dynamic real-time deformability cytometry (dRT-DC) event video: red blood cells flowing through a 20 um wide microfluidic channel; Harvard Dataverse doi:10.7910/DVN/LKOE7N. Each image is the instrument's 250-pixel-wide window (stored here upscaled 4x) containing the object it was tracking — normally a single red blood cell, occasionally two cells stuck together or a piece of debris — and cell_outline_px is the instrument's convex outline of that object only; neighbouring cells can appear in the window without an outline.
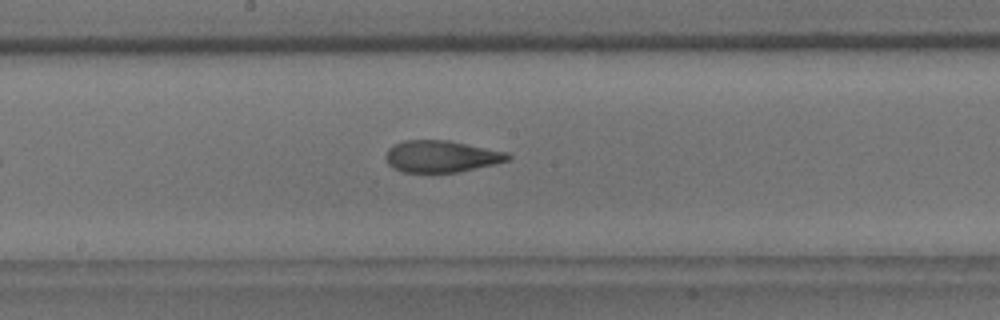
{"species": "common noctule bat (a hibernating species)", "species_latin": "Nyctalus noctula", "temperature_condition": "room temperature", "stored_images_in_passage": 30, "camera_frame_rate_fps": 3000, "um_per_image_px": 0.085, "animal": {"sex": "male", "body_mass_g": 18.8}, "frame": {"image": 1, "passage_image": 17, "time_ms": 5.333, "image_size_px": [1000, 320], "cell_outline_px": [[512, 156], [508, 160], [492, 164], [456, 172], [404, 172], [392, 168], [388, 164], [384, 156], [388, 148], [404, 140], [448, 140], [508, 152]], "centroid_in_image_um": [37.47, 13.28], "position_along_channel_um": 210.7, "area_um2": 22.48}}
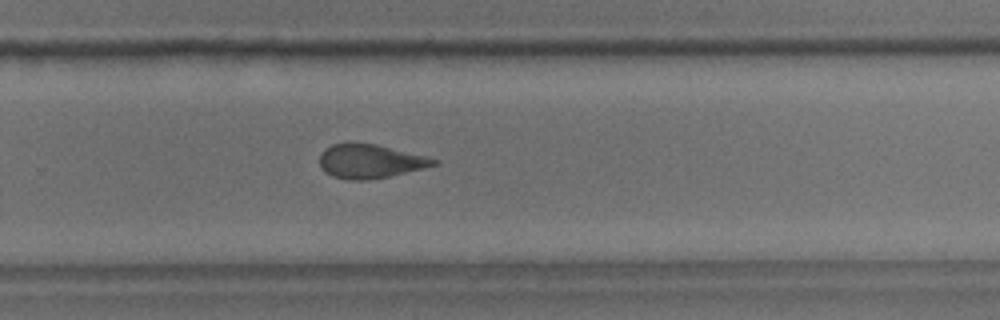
{"frame": {"image": 2, "passage_image": 24, "time_ms": 7.667, "image_size_px": [1000, 320], "cell_outline_px": [[440, 160], [436, 164], [424, 168], [388, 176], [368, 180], [348, 180], [332, 176], [324, 172], [320, 164], [320, 152], [324, 148], [332, 144], [376, 144]], "centroid_in_image_um": [31.42, 13.72], "position_along_channel_um": 298.4, "area_um2": 22.2}}
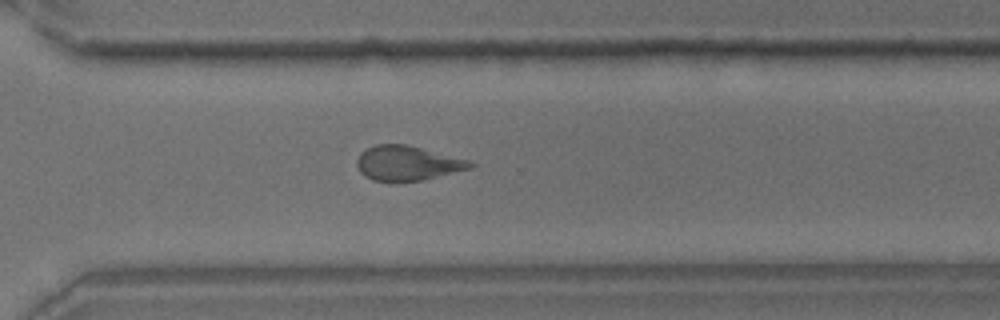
{"frame": {"image": 3, "passage_image": 27, "time_ms": 8.667, "image_size_px": [1000, 320], "cell_outline_px": [[476, 164], [472, 168], [424, 180], [372, 180], [364, 176], [360, 172], [356, 164], [356, 160], [360, 152], [376, 144], [408, 144], [472, 160]], "centroid_in_image_um": [34.67, 13.85], "position_along_channel_um": 335.9, "area_um2": 23.06}}